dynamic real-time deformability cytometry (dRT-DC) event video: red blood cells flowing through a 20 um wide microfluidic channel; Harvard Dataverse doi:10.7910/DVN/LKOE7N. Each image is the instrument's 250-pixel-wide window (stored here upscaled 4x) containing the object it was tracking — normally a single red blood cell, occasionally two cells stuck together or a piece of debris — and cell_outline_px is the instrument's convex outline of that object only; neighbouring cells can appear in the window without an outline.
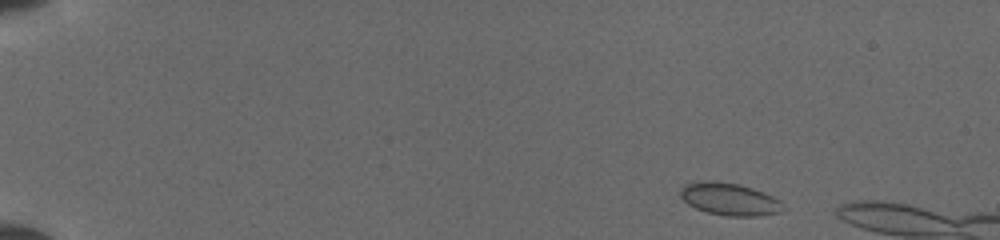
{"species": "common noctule bat (a hibernating species)", "species_latin": "Nyctalus noctula", "temperature_condition": "cold", "stored_images_in_passage": 7, "camera_frame_rate_fps": 3000, "um_per_image_px": 0.085, "animal": {"sex": "female", "body_mass_g": 19.5, "forearm_length_mm": 54.1}, "frame": {"image": 1, "passage_image": 1, "time_ms": 0.0, "image_size_px": [1000, 240], "cell_outline_px": [[780, 212], [756, 216], [728, 216], [708, 212], [696, 208], [688, 204], [680, 196], [680, 192], [688, 184], [708, 180], [712, 180], [736, 184], [752, 188], [764, 192], [780, 200]], "centroid_in_image_um": [62.0, 16.93], "position_along_channel_um": 23.0, "area_um2": 18.84}}